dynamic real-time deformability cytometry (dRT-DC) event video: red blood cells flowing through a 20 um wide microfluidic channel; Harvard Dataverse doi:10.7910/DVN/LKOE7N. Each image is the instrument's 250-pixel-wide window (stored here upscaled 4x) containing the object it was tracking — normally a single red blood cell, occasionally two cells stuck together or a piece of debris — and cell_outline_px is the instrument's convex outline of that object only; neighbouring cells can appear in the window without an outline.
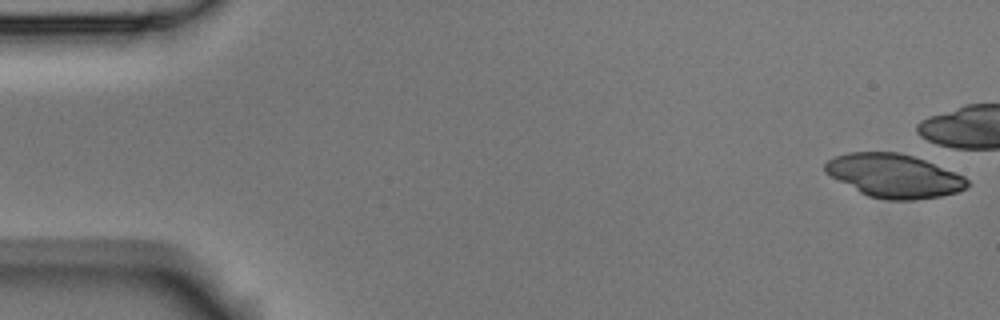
{"species": "Egyptian fruit bat (a non-hibernating species)", "species_latin": "Rousettus aegyptiacus", "temperature_condition": "room temperature", "stored_images_in_passage": 7, "camera_frame_rate_fps": 3000, "um_per_image_px": 0.085, "animal": {"sex": "male"}, "frame": {"image": 1, "passage_image": 1, "time_ms": 0.0, "image_size_px": [1000, 320], "cell_outline_px": [[968, 184], [964, 188], [956, 192], [940, 196], [916, 200], [888, 200], [868, 196], [860, 192], [824, 172], [824, 164], [828, 160], [836, 156], [848, 152], [900, 152], [924, 160], [964, 176], [968, 180]], "centroid_in_image_um": [75.97, 14.94], "position_along_channel_um": 9.0, "area_um2": 35.72}}